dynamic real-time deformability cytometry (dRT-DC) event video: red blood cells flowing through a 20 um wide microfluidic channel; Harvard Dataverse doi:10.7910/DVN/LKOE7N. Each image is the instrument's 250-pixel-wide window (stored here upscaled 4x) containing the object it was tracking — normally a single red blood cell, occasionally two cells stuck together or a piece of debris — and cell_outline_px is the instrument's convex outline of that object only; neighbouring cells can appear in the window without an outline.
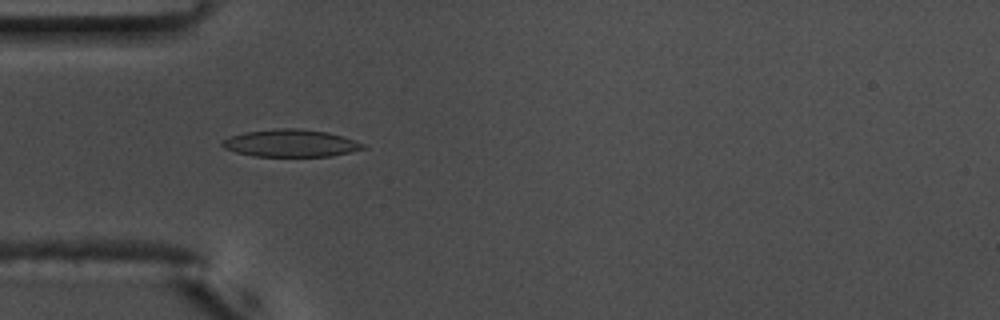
{"species": "common noctule bat (a hibernating species)", "species_latin": "Nyctalus noctula", "temperature_condition": "warm", "stored_images_in_passage": 55, "camera_frame_rate_fps": 3000, "um_per_image_px": 0.085, "animal": {"sex": "male", "body_mass_g": 17.5, "forearm_length_mm": 52.3}, "frame": {"image": 1, "passage_image": 16, "time_ms": 5.0, "image_size_px": [1000, 320], "cell_outline_px": [[368, 148], [332, 156], [256, 156], [236, 152], [224, 148], [220, 144], [220, 140], [228, 136], [244, 132], [276, 128], [300, 128], [328, 132], [368, 144]], "centroid_in_image_um": [24.72, 12.16], "position_along_channel_um": 60.3, "area_um2": 22.77}, "authors_computed_cell_mechanics": {"area_um2": 21.5594, "velocity_mm_per_s": 3.6477, "shape_relaxation_time_tau1_ms": 6.5443, "shape_relaxation_time_tau2_ms": 1.8794, "deformation_change_tau1": 0.2028, "deformation_change_tau2": 0.0922}}